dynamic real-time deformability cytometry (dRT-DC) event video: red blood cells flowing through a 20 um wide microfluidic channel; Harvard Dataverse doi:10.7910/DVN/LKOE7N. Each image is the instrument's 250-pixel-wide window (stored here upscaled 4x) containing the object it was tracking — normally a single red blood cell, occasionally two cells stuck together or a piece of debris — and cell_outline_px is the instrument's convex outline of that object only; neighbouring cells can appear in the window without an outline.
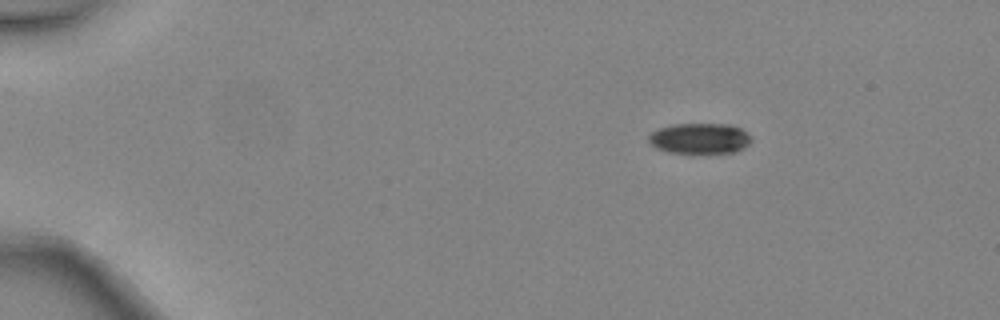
{"species": "common noctule bat (a hibernating species)", "species_latin": "Nyctalus noctula", "temperature_condition": "warm", "stored_images_in_passage": 3, "camera_frame_rate_fps": 3000, "um_per_image_px": 0.085, "animal": {"sex": "female", "body_mass_g": 24.6, "forearm_length_mm": 56.2}, "frame": {"image": 1, "passage_image": 1, "time_ms": 0.0, "image_size_px": [1000, 320], "cell_outline_px": [[752, 140], [744, 148], [736, 152], [668, 152], [656, 148], [648, 140], [648, 136], [652, 132], [660, 128], [676, 124], [728, 124], [740, 128], [752, 136]], "centroid_in_image_um": [59.51, 11.76], "position_along_channel_um": 25.5, "area_um2": 18.09}}
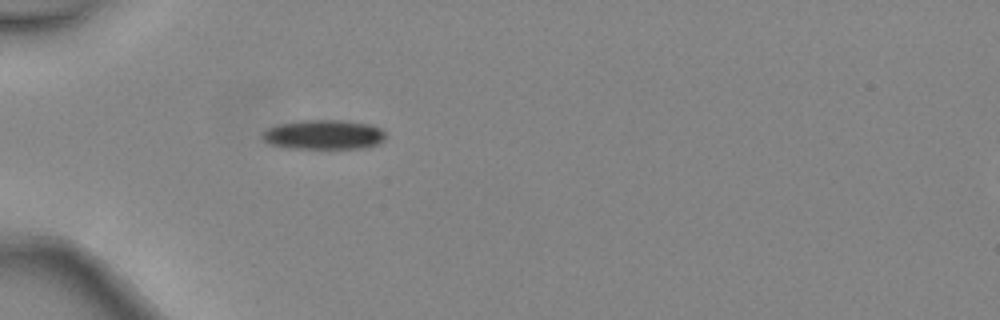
{"frame": {"image": 2, "passage_image": 3, "time_ms": 0.667, "image_size_px": [1000, 320], "cell_outline_px": [[384, 140], [380, 144], [364, 148], [288, 148], [272, 144], [264, 140], [260, 136], [268, 128], [280, 124], [300, 120], [344, 120], [372, 124], [380, 128], [384, 132]], "centroid_in_image_um": [27.56, 11.44], "position_along_channel_um": 57.4, "area_um2": 21.27}}